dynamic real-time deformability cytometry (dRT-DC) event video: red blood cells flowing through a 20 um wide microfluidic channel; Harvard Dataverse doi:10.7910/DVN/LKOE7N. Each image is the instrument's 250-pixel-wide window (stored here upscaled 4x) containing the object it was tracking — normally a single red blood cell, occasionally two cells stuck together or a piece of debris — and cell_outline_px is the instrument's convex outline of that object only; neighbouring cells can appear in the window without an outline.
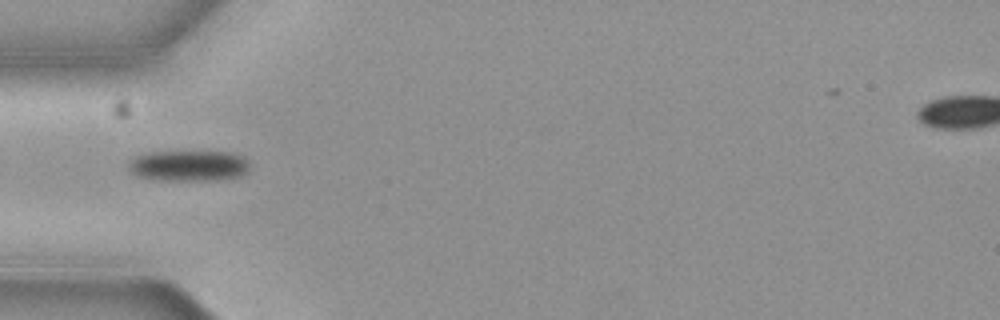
{"species": "common noctule bat (a hibernating species)", "species_latin": "Nyctalus noctula", "temperature_condition": "cold", "stored_images_in_passage": 7, "camera_frame_rate_fps": 3000, "um_per_image_px": 0.085, "animal": {"sex": "female", "body_mass_g": 19.3, "forearm_length_mm": 54.1}, "frame": {"image": 1, "passage_image": 2, "time_ms": 0.333, "image_size_px": [1000, 320], "cell_outline_px": [[248, 172], [240, 176], [220, 180], [152, 180], [136, 176], [128, 172], [128, 160], [132, 156], [152, 152], [232, 152], [244, 156], [248, 160]], "centroid_in_image_um": [15.99, 14.09], "position_along_channel_um": 69.0, "area_um2": 22.25}}
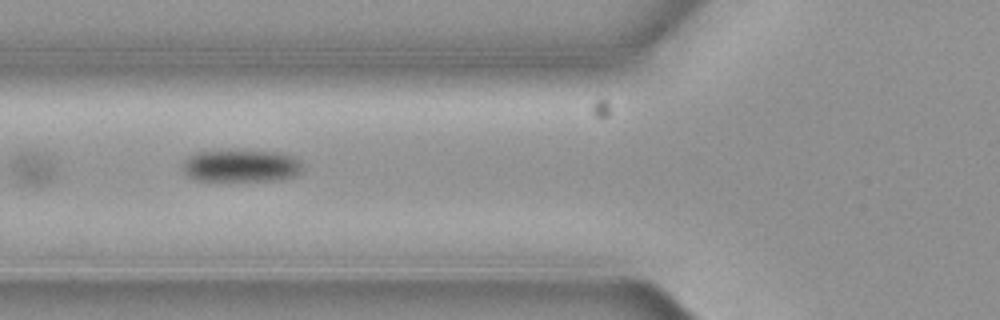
{"frame": {"image": 2, "passage_image": 3, "time_ms": 0.667, "image_size_px": [1000, 320], "cell_outline_px": [[304, 168], [296, 176], [280, 180], [196, 180], [188, 176], [184, 172], [180, 164], [188, 156], [196, 152], [280, 152], [296, 156], [300, 160]], "centroid_in_image_um": [20.53, 14.11], "position_along_channel_um": 105.3, "area_um2": 22.43}}
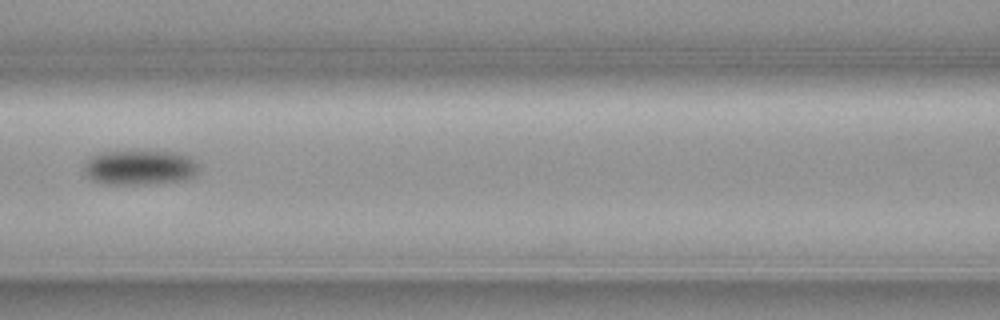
{"frame": {"image": 3, "passage_image": 4, "time_ms": 1.0, "image_size_px": [1000, 320], "cell_outline_px": [[200, 172], [196, 176], [184, 180], [144, 184], [104, 184], [92, 180], [84, 172], [84, 164], [92, 156], [100, 152], [180, 152], [192, 156], [200, 164]], "centroid_in_image_um": [11.97, 14.24], "position_along_channel_um": 154.6, "area_um2": 23.58}}